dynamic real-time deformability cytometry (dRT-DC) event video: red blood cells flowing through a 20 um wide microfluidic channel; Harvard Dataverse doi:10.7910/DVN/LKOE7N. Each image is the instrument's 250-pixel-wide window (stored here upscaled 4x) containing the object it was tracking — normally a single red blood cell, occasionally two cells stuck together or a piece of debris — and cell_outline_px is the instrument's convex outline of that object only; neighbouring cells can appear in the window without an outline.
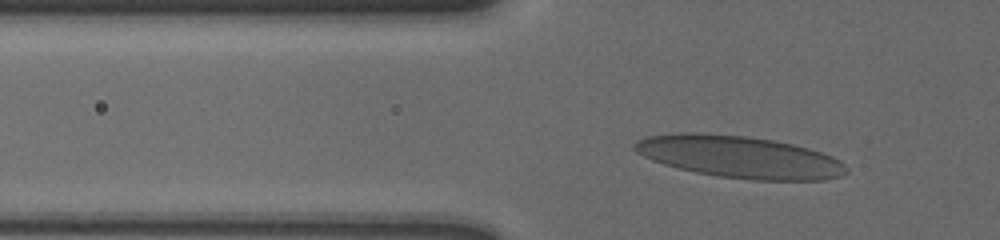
{"species": "human", "species_latin": "Homo sapiens", "temperature_condition": "cold", "stored_images_in_passage": 39, "camera_frame_rate_fps": 3000, "um_per_image_px": 0.085, "donor": {"sex": "male"}, "frame": {"image": 1, "passage_image": 8, "time_ms": 2.333, "image_size_px": [1000, 240], "cell_outline_px": [[848, 172], [840, 176], [824, 180], [752, 180], [720, 176], [696, 172], [664, 164], [652, 160], [636, 152], [632, 148], [632, 144], [636, 140], [648, 136], [680, 132], [696, 132], [744, 136], [772, 140], [792, 144], [808, 148], [832, 156], [840, 160], [848, 168]], "centroid_in_image_um": [62.85, 13.33], "position_along_channel_um": 63.0, "area_um2": 51.79}}
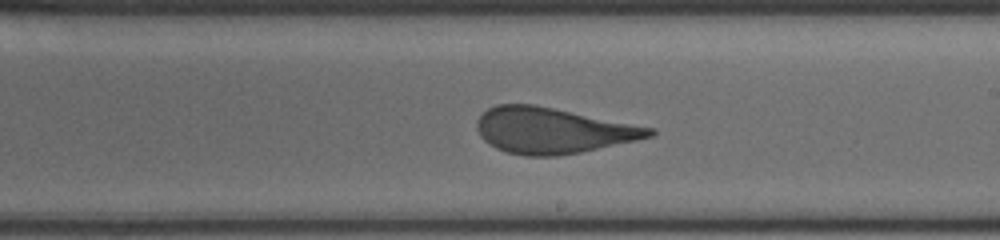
{"frame": {"image": 2, "passage_image": 24, "time_ms": 7.667, "image_size_px": [1000, 240], "cell_outline_px": [[656, 132], [652, 136], [636, 140], [580, 152], [556, 156], [524, 156], [504, 152], [488, 144], [480, 136], [476, 128], [476, 120], [488, 108], [496, 104], [536, 104], [656, 128]], "centroid_in_image_um": [46.95, 11.08], "position_along_channel_um": 242.1, "area_um2": 46.3}}
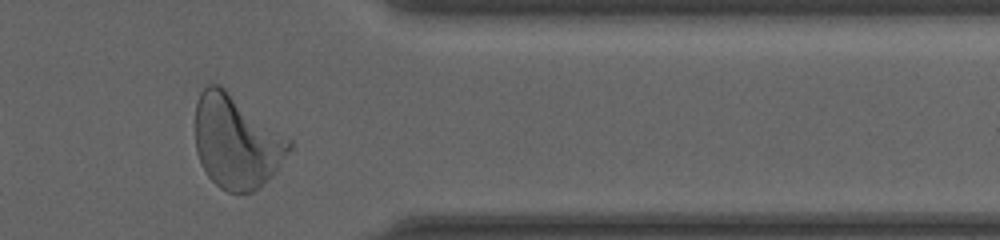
{"frame": {"image": 3, "passage_image": 37, "time_ms": 12.0, "image_size_px": [1000, 240], "cell_outline_px": [[292, 148], [272, 176], [252, 192], [228, 192], [220, 188], [208, 176], [196, 152], [196, 100], [200, 92], [208, 84], [220, 84], [292, 140]], "centroid_in_image_um": [20.09, 12.03], "position_along_channel_um": 391.3, "area_um2": 50.86}, "authors_computed_cell_mechanics": {"area_um2": 46.8758, "velocity_mm_per_s": 3.602, "shape_relaxation_time_tau1_ms": 6.1673, "shape_relaxation_time_tau2_ms": 0.8156, "deformation_change_tau1": 0.2037, "deformation_change_tau2": 0.0845}}